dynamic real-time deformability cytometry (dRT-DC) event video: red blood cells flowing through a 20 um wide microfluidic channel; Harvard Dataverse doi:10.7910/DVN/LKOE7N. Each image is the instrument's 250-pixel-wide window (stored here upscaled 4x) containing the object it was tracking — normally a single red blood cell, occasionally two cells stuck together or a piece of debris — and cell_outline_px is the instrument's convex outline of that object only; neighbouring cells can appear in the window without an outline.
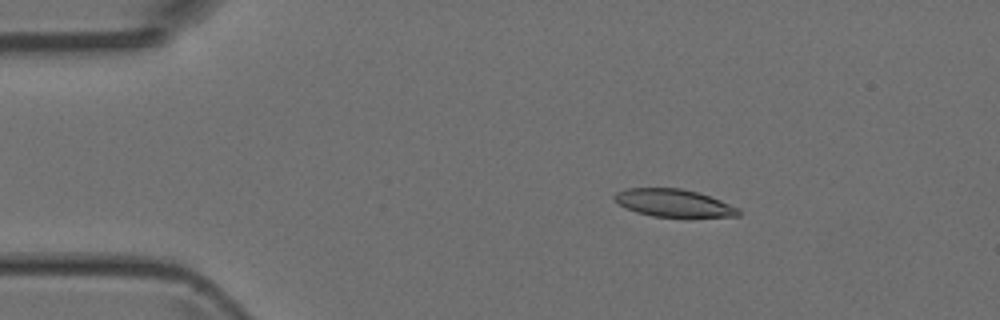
{"species": "Egyptian fruit bat (a non-hibernating species)", "species_latin": "Rousettus aegyptiacus", "temperature_condition": "room temperature", "stored_images_in_passage": 7, "camera_frame_rate_fps": 3000, "um_per_image_px": 0.085, "animal": {"sex": "female"}, "frame": {"image": 1, "passage_image": 3, "time_ms": 2.333, "image_size_px": [1000, 320], "cell_outline_px": [[740, 216], [688, 220], [652, 216], [636, 212], [620, 204], [612, 196], [616, 192], [624, 188], [680, 188], [696, 192], [720, 200], [740, 208]], "centroid_in_image_um": [57.34, 17.31], "position_along_channel_um": 27.7, "area_um2": 20.87}}
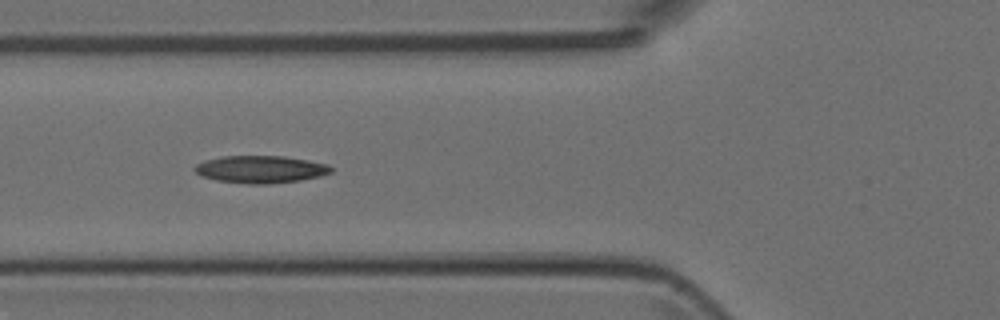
{"frame": {"image": 2, "passage_image": 6, "time_ms": 5.667, "image_size_px": [1000, 320], "cell_outline_px": [[332, 172], [320, 176], [300, 180], [268, 184], [248, 184], [216, 180], [200, 176], [192, 168], [196, 164], [204, 160], [224, 156], [284, 156], [308, 160], [328, 164], [332, 168]], "centroid_in_image_um": [22.13, 14.39], "position_along_channel_um": 103.7, "area_um2": 21.85}}
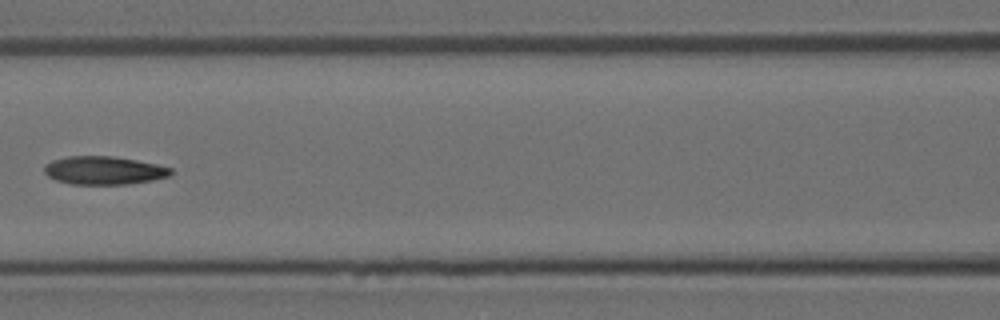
{"frame": {"image": 3, "passage_image": 7, "time_ms": 7.0, "image_size_px": [1000, 320], "cell_outline_px": [[172, 172], [168, 176], [152, 180], [128, 184], [72, 184], [56, 180], [48, 176], [44, 172], [44, 164], [52, 160], [68, 156], [112, 156], [136, 160], [156, 164], [172, 168]], "centroid_in_image_um": [8.8, 14.48], "position_along_channel_um": 157.8, "area_um2": 20.75}}